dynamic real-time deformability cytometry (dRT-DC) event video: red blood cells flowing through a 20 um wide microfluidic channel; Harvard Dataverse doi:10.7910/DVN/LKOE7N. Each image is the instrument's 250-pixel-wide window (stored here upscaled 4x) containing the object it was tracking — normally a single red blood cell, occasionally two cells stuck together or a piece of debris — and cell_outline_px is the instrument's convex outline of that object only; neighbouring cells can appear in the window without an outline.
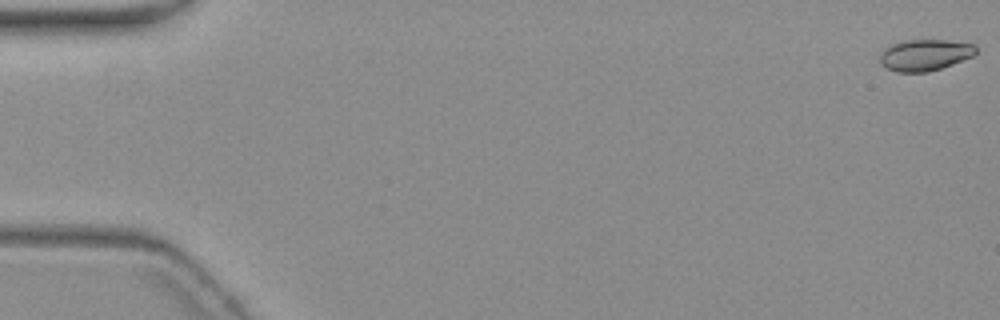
{"species": "common noctule bat (a hibernating species)", "species_latin": "Nyctalus noctula", "temperature_condition": "warm", "stored_images_in_passage": 9, "camera_frame_rate_fps": 3000, "um_per_image_px": 0.085, "animal": {"sex": "female", "body_mass_g": 19.3, "forearm_length_mm": 54.1}, "frame": {"image": 1, "passage_image": 1, "time_ms": 0.0, "image_size_px": [1000, 320], "cell_outline_px": [[976, 52], [972, 56], [952, 64], [928, 72], [896, 72], [884, 68], [880, 64], [880, 52], [884, 48], [892, 44], [904, 40], [948, 40], [976, 44]], "centroid_in_image_um": [78.57, 4.67], "position_along_channel_um": 6.4, "area_um2": 17.69}}
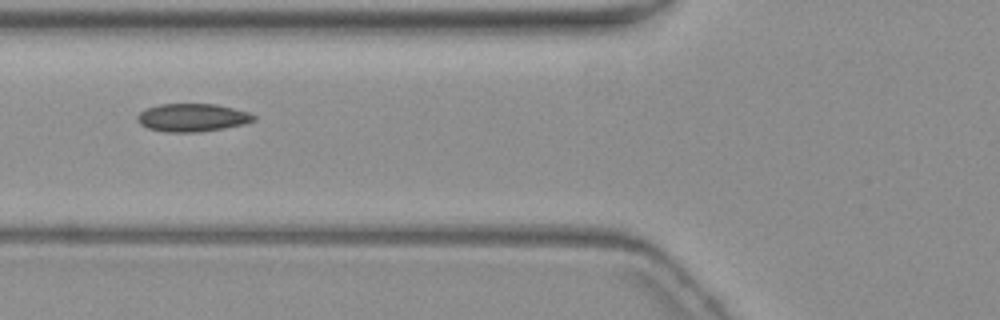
{"frame": {"image": 2, "passage_image": 7, "time_ms": 7.333, "image_size_px": [1000, 320], "cell_outline_px": [[256, 120], [244, 124], [224, 128], [200, 132], [168, 132], [148, 128], [140, 124], [136, 120], [136, 116], [140, 112], [148, 108], [160, 104], [216, 104], [248, 112], [256, 116]], "centroid_in_image_um": [16.35, 10.0], "position_along_channel_um": 109.5, "area_um2": 18.96}}
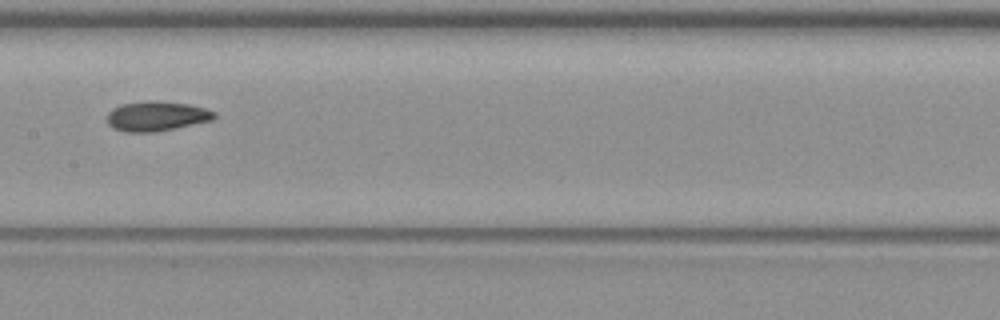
{"frame": {"image": 3, "passage_image": 9, "time_ms": 9.667, "image_size_px": [1000, 320], "cell_outline_px": [[216, 116], [212, 120], [152, 132], [124, 132], [112, 128], [108, 124], [108, 112], [112, 108], [120, 104], [144, 100], [156, 100], [188, 104], [204, 108], [216, 112]], "centroid_in_image_um": [13.26, 9.85], "position_along_channel_um": 194.1, "area_um2": 18.61}}